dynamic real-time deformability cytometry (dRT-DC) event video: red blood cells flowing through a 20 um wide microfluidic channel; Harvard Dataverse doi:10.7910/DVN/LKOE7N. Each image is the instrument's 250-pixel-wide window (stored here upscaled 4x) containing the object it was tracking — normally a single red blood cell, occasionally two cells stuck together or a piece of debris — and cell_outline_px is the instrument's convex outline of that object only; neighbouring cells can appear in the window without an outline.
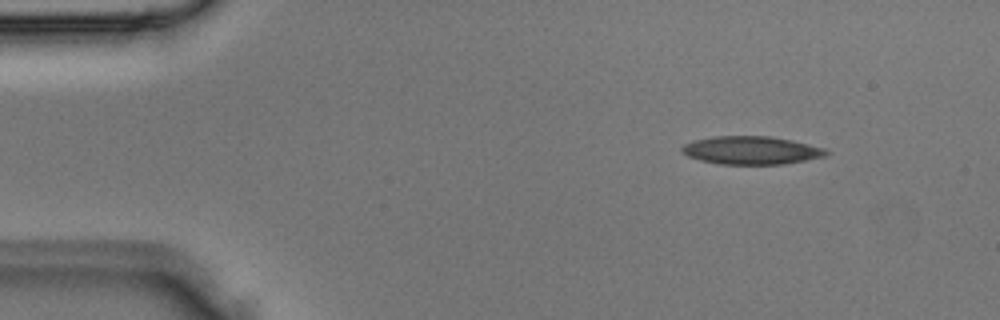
{"species": "Egyptian fruit bat (a non-hibernating species)", "species_latin": "Rousettus aegyptiacus", "temperature_condition": "room temperature", "stored_images_in_passage": 3, "camera_frame_rate_fps": 3000, "um_per_image_px": 0.085, "animal": {"sex": "male"}, "frame": {"image": 1, "passage_image": 1, "time_ms": 0.0, "image_size_px": [1000, 320], "cell_outline_px": [[828, 152], [824, 156], [784, 164], [720, 164], [700, 160], [688, 156], [680, 152], [680, 148], [684, 144], [692, 140], [712, 136], [768, 136], [792, 140], [824, 148]], "centroid_in_image_um": [63.78, 12.77], "position_along_channel_um": 21.2, "area_um2": 23.58}}
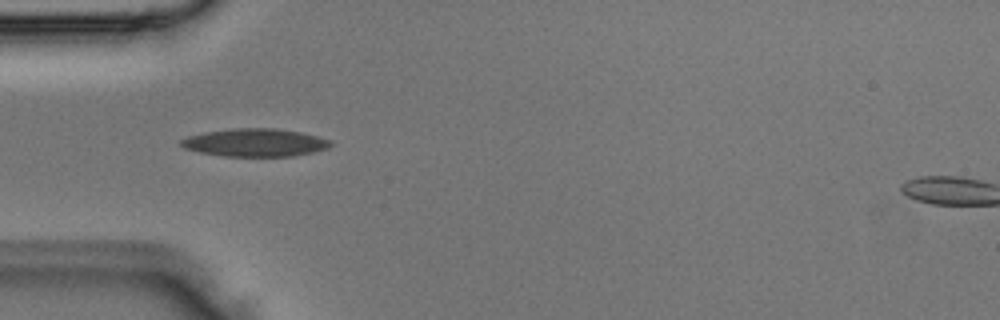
{"frame": {"image": 2, "passage_image": 3, "time_ms": 0.667, "image_size_px": [1000, 320], "cell_outline_px": [[332, 144], [328, 148], [312, 152], [292, 156], [224, 156], [200, 152], [184, 148], [180, 144], [180, 140], [188, 136], [204, 132], [232, 128], [276, 128], [300, 132], [332, 140]], "centroid_in_image_um": [21.67, 12.11], "position_along_channel_um": 63.3, "area_um2": 24.28}}